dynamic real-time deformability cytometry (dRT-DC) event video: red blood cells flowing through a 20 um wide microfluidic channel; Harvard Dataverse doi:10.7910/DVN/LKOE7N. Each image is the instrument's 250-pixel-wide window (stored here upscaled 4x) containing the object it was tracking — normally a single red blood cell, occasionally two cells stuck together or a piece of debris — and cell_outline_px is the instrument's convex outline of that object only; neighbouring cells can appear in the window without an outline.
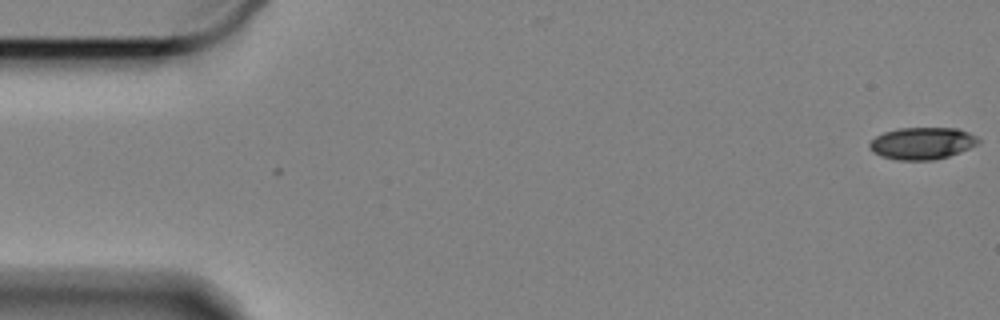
{"species": "Egyptian fruit bat (a non-hibernating species)", "species_latin": "Rousettus aegyptiacus", "temperature_condition": "cold", "stored_images_in_passage": 2, "camera_frame_rate_fps": 3000, "um_per_image_px": 0.085, "animal": {"sex": "female"}, "frame": {"image": 1, "passage_image": 2, "time_ms": 0.333, "image_size_px": [1000, 320], "cell_outline_px": [[980, 144], [960, 152], [948, 156], [932, 160], [896, 160], [880, 156], [872, 152], [868, 148], [868, 144], [876, 136], [884, 132], [900, 128], [956, 128], [968, 132], [976, 136], [980, 140]], "centroid_in_image_um": [78.37, 12.18], "position_along_channel_um": 6.6, "area_um2": 20.46}}